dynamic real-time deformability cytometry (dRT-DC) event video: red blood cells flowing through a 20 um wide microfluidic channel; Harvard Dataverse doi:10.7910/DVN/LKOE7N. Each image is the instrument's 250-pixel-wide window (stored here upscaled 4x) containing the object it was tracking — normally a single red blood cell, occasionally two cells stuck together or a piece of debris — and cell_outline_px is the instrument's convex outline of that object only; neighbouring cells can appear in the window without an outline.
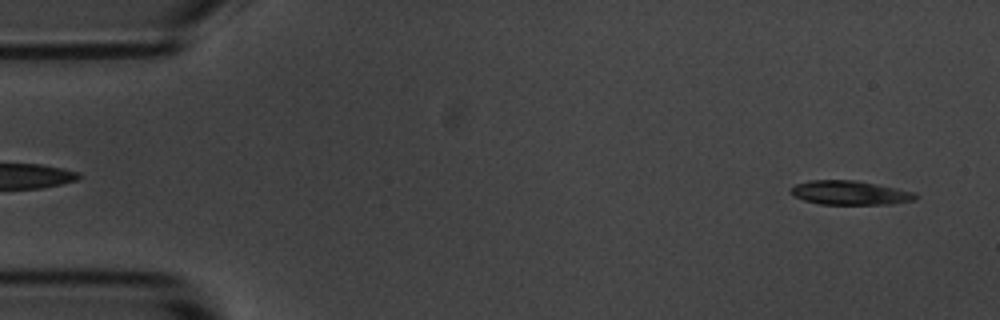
{"species": "common noctule bat (a hibernating species)", "species_latin": "Nyctalus noctula", "temperature_condition": "room temperature", "stored_images_in_passage": 54, "segment_of_instrument_passage": [1, 2], "camera_frame_rate_fps": 3000, "um_per_image_px": 0.085, "animal": {"sex": "male", "body_mass_g": 20.1, "forearm_length_mm": 53.5}, "frame": {"image": 1, "passage_image": 2, "time_ms": 0.333, "image_size_px": [1000, 320], "cell_outline_px": [[920, 196], [916, 200], [892, 204], [820, 204], [804, 200], [792, 196], [788, 192], [788, 188], [796, 184], [808, 180], [856, 180], [916, 192]], "centroid_in_image_um": [72.23, 16.38], "position_along_channel_um": 12.8, "area_um2": 17.8}}
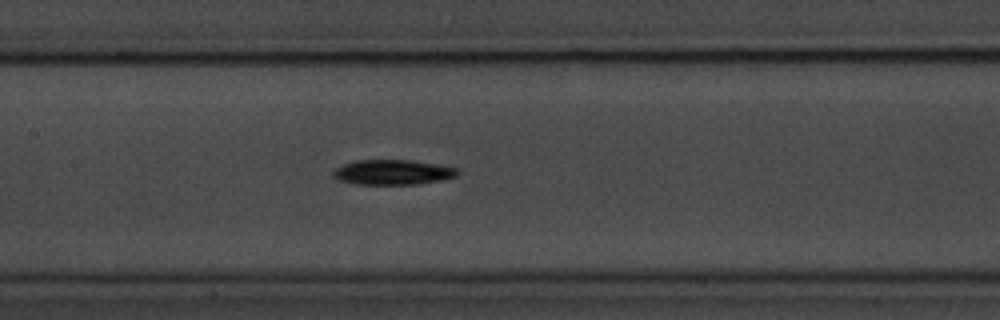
{"frame": {"image": 2, "passage_image": 24, "time_ms": 7.667, "image_size_px": [1000, 320], "cell_outline_px": [[460, 172], [456, 176], [440, 180], [420, 184], [352, 184], [340, 180], [332, 176], [332, 172], [336, 168], [344, 164], [356, 160], [412, 160], [440, 164], [456, 168]], "centroid_in_image_um": [33.39, 14.64], "position_along_channel_um": 174.0, "area_um2": 18.21}}
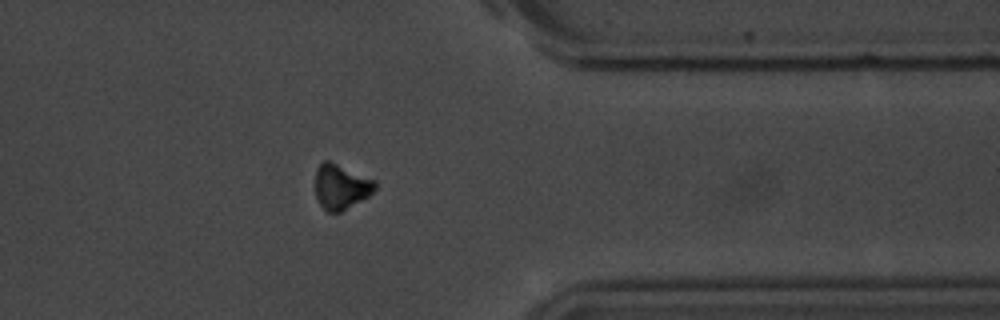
{"frame": {"image": 3, "passage_image": 42, "time_ms": 13.667, "image_size_px": [1000, 320], "cell_outline_px": [[376, 188], [368, 196], [340, 212], [328, 212], [320, 204], [316, 196], [316, 172], [320, 164], [324, 160], [328, 160], [376, 180]], "centroid_in_image_um": [28.99, 15.86], "position_along_channel_um": 382.4, "area_um2": 15.43}}